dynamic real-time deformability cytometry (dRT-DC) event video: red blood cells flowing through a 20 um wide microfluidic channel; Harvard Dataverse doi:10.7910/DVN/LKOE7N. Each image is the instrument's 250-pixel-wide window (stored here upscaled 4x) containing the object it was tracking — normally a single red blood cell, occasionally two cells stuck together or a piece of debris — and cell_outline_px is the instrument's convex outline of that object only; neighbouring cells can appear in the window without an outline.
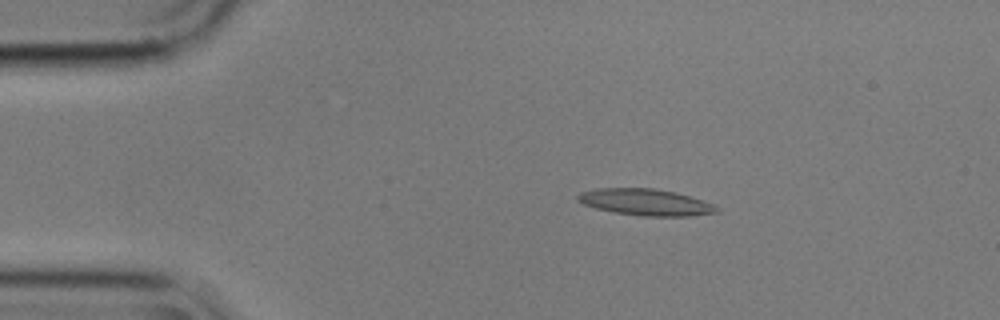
{"species": "common noctule bat (a hibernating species)", "species_latin": "Nyctalus noctula", "temperature_condition": "cold", "stored_images_in_passage": 6, "camera_frame_rate_fps": 3000, "um_per_image_px": 0.085, "animal": {"sex": "male", "body_mass_g": 17.9}, "frame": {"image": 1, "passage_image": 3, "time_ms": 0.667, "image_size_px": [1000, 320], "cell_outline_px": [[720, 212], [692, 216], [644, 216], [616, 212], [596, 208], [584, 204], [576, 200], [576, 196], [580, 192], [596, 188], [652, 188], [676, 192], [716, 204], [720, 208]], "centroid_in_image_um": [54.92, 17.18], "position_along_channel_um": 30.1, "area_um2": 21.62}}
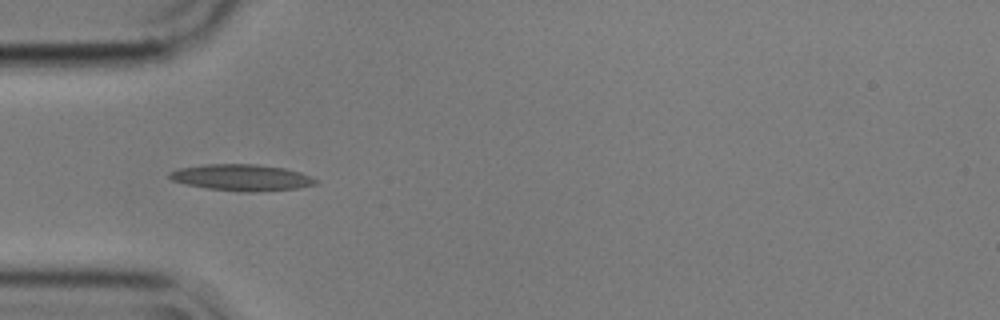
{"frame": {"image": 2, "passage_image": 5, "time_ms": 1.333, "image_size_px": [1000, 320], "cell_outline_px": [[316, 184], [296, 188], [252, 192], [240, 192], [208, 188], [184, 184], [172, 180], [168, 176], [168, 172], [180, 168], [208, 164], [256, 164], [284, 168], [300, 172], [316, 180]], "centroid_in_image_um": [20.49, 15.09], "position_along_channel_um": 64.5, "area_um2": 22.25}}
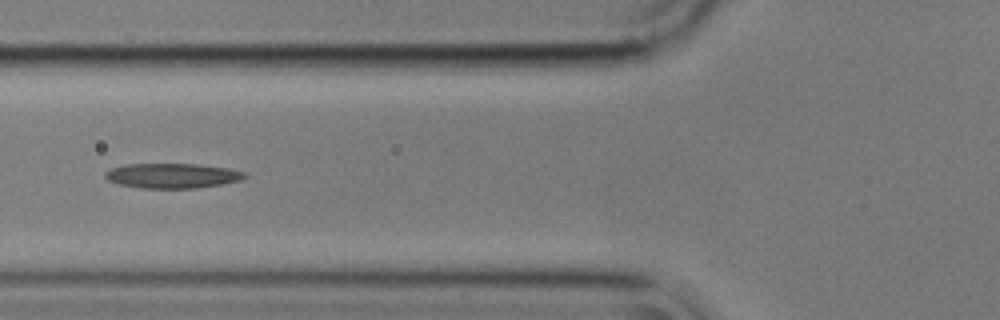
{"frame": {"image": 3, "passage_image": 6, "time_ms": 1.667, "image_size_px": [1000, 320], "cell_outline_px": [[248, 176], [240, 180], [220, 184], [196, 188], [140, 188], [120, 184], [108, 180], [104, 176], [104, 172], [112, 168], [124, 164], [196, 164], [228, 168], [244, 172]], "centroid_in_image_um": [14.62, 14.93], "position_along_channel_um": 111.2, "area_um2": 20.11}}